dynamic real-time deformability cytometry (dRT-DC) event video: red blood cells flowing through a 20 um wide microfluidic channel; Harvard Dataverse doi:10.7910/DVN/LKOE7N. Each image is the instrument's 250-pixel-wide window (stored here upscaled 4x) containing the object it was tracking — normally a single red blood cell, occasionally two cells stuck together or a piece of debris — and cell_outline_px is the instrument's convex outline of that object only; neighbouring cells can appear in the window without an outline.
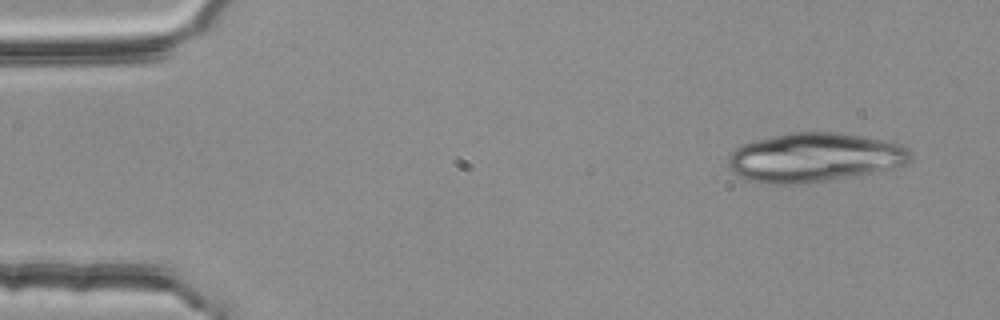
{"species": "common noctule bat (a hibernating species)", "species_latin": "Nyctalus noctula", "temperature_condition": "room temperature", "stored_images_in_passage": 4, "camera_frame_rate_fps": 3000, "um_per_image_px": 0.085, "animal": {"sex": "female", "body_mass_g": 25.1}, "frame": {"image": 1, "passage_image": 1, "time_ms": 0.0, "image_size_px": [1000, 320], "cell_outline_px": [[912, 156], [904, 164], [892, 168], [872, 172], [804, 184], [760, 184], [736, 176], [732, 172], [728, 164], [728, 156], [736, 148], [744, 144], [756, 140], [788, 132], [836, 132], [860, 136], [900, 144], [908, 148], [912, 152]], "centroid_in_image_um": [69.16, 13.39], "position_along_channel_um": 15.8, "area_um2": 52.02}}